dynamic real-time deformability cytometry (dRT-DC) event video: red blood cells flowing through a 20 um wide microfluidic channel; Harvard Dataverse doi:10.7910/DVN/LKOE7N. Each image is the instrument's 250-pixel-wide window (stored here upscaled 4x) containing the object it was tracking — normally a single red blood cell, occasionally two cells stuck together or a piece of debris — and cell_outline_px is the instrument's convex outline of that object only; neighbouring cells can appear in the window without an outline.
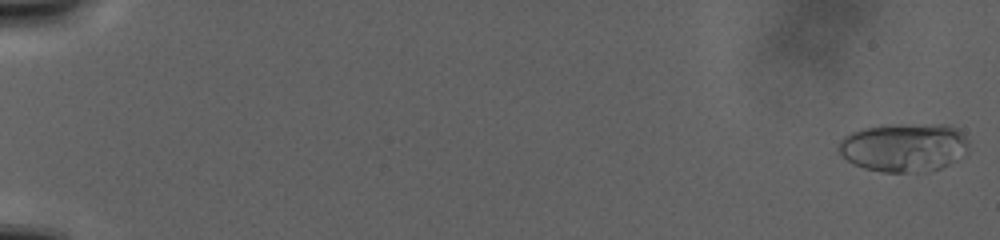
{"species": "human", "species_latin": "Homo sapiens", "temperature_condition": "warm", "stored_images_in_passage": 122, "camera_frame_rate_fps": 3000, "um_per_image_px": 0.085, "donor": {"sex": "male"}, "frame": {"image": 1, "passage_image": 2, "time_ms": 0.333, "image_size_px": [1000, 240], "cell_outline_px": [[968, 152], [964, 156], [940, 168], [928, 172], [884, 172], [864, 168], [852, 164], [836, 148], [840, 140], [844, 136], [860, 128], [880, 124], [948, 124], [956, 128], [968, 140]], "centroid_in_image_um": [76.83, 12.51], "position_along_channel_um": 8.2, "area_um2": 37.51}}
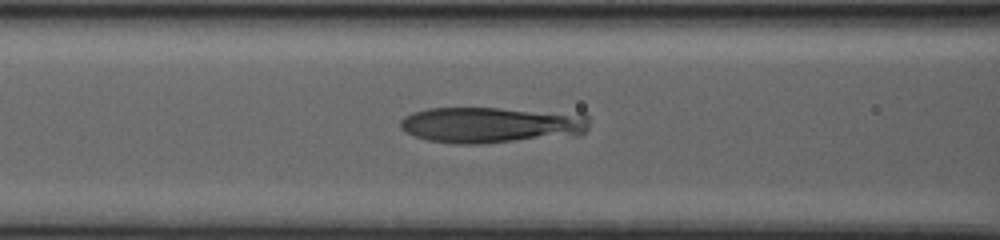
{"frame": {"image": 2, "passage_image": 85, "time_ms": 18.667, "image_size_px": [1000, 240], "cell_outline_px": [[588, 128], [580, 136], [484, 144], [452, 144], [428, 140], [404, 132], [400, 128], [400, 120], [404, 116], [412, 112], [428, 108], [500, 108], [584, 112], [588, 116]], "centroid_in_image_um": [41.86, 10.62], "position_along_channel_um": 124.7, "area_um2": 41.04}}
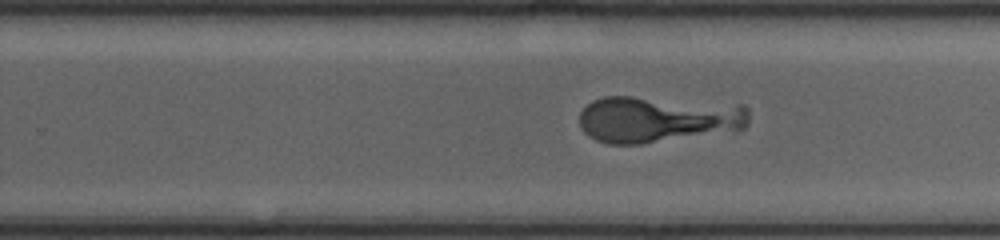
{"frame": {"image": 3, "passage_image": 112, "time_ms": 27.0, "image_size_px": [1000, 240], "cell_outline_px": [[748, 124], [740, 132], [640, 144], [608, 144], [596, 140], [588, 136], [580, 128], [580, 112], [592, 100], [604, 96], [632, 96], [744, 104], [748, 108]], "centroid_in_image_um": [55.99, 10.15], "position_along_channel_um": 273.8, "area_um2": 47.22}}